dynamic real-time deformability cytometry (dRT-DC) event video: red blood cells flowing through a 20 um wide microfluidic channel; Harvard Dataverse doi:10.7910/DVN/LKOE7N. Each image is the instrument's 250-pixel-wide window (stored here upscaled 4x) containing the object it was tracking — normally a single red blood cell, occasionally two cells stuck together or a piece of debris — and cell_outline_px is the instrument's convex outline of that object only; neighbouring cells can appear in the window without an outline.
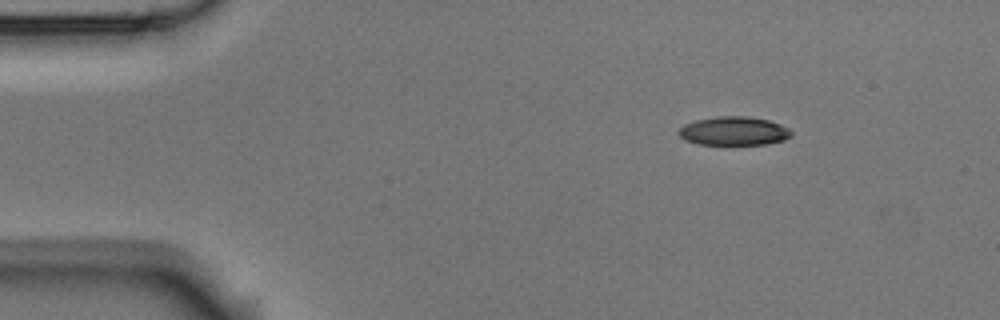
{"species": "Egyptian fruit bat (a non-hibernating species)", "species_latin": "Rousettus aegyptiacus", "temperature_condition": "room temperature", "stored_images_in_passage": 3, "camera_frame_rate_fps": 3000, "um_per_image_px": 0.085, "animal": {"sex": "male"}, "frame": {"image": 1, "passage_image": 1, "time_ms": 0.0, "image_size_px": [1000, 320], "cell_outline_px": [[792, 136], [784, 140], [768, 144], [696, 144], [684, 140], [680, 136], [680, 128], [684, 124], [696, 120], [716, 116], [748, 116], [768, 120], [780, 124], [788, 128], [792, 132]], "centroid_in_image_um": [62.39, 11.13], "position_along_channel_um": 22.6, "area_um2": 18.84}}